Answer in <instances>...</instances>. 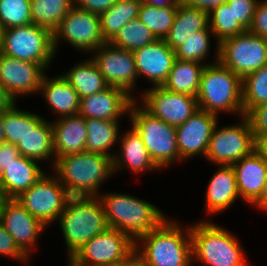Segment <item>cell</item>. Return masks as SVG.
<instances>
[{
	"label": "cell",
	"instance_id": "cell-12",
	"mask_svg": "<svg viewBox=\"0 0 267 266\" xmlns=\"http://www.w3.org/2000/svg\"><path fill=\"white\" fill-rule=\"evenodd\" d=\"M68 197L66 188L49 172L15 199L48 229L51 223L58 221Z\"/></svg>",
	"mask_w": 267,
	"mask_h": 266
},
{
	"label": "cell",
	"instance_id": "cell-22",
	"mask_svg": "<svg viewBox=\"0 0 267 266\" xmlns=\"http://www.w3.org/2000/svg\"><path fill=\"white\" fill-rule=\"evenodd\" d=\"M119 136V149L115 150L113 161V172L118 174L119 170L130 169V172L141 173L161 170L150 158L138 132L131 126V129L124 131Z\"/></svg>",
	"mask_w": 267,
	"mask_h": 266
},
{
	"label": "cell",
	"instance_id": "cell-55",
	"mask_svg": "<svg viewBox=\"0 0 267 266\" xmlns=\"http://www.w3.org/2000/svg\"><path fill=\"white\" fill-rule=\"evenodd\" d=\"M4 200H5V198H4L2 191H1V188H0V207H1Z\"/></svg>",
	"mask_w": 267,
	"mask_h": 266
},
{
	"label": "cell",
	"instance_id": "cell-14",
	"mask_svg": "<svg viewBox=\"0 0 267 266\" xmlns=\"http://www.w3.org/2000/svg\"><path fill=\"white\" fill-rule=\"evenodd\" d=\"M140 93L137 98L140 104L153 116L174 127L183 124L199 109L195 96L170 92L163 86H151Z\"/></svg>",
	"mask_w": 267,
	"mask_h": 266
},
{
	"label": "cell",
	"instance_id": "cell-36",
	"mask_svg": "<svg viewBox=\"0 0 267 266\" xmlns=\"http://www.w3.org/2000/svg\"><path fill=\"white\" fill-rule=\"evenodd\" d=\"M178 6L156 7L142 1L138 19L147 26L157 39H165L174 23Z\"/></svg>",
	"mask_w": 267,
	"mask_h": 266
},
{
	"label": "cell",
	"instance_id": "cell-47",
	"mask_svg": "<svg viewBox=\"0 0 267 266\" xmlns=\"http://www.w3.org/2000/svg\"><path fill=\"white\" fill-rule=\"evenodd\" d=\"M226 1L227 0H182L185 5L207 13H210L213 9L217 8Z\"/></svg>",
	"mask_w": 267,
	"mask_h": 266
},
{
	"label": "cell",
	"instance_id": "cell-1",
	"mask_svg": "<svg viewBox=\"0 0 267 266\" xmlns=\"http://www.w3.org/2000/svg\"><path fill=\"white\" fill-rule=\"evenodd\" d=\"M175 221L167 218L135 242L143 266H193L190 226Z\"/></svg>",
	"mask_w": 267,
	"mask_h": 266
},
{
	"label": "cell",
	"instance_id": "cell-10",
	"mask_svg": "<svg viewBox=\"0 0 267 266\" xmlns=\"http://www.w3.org/2000/svg\"><path fill=\"white\" fill-rule=\"evenodd\" d=\"M135 252V242L114 228L87 241L69 260L68 266H109L125 261Z\"/></svg>",
	"mask_w": 267,
	"mask_h": 266
},
{
	"label": "cell",
	"instance_id": "cell-31",
	"mask_svg": "<svg viewBox=\"0 0 267 266\" xmlns=\"http://www.w3.org/2000/svg\"><path fill=\"white\" fill-rule=\"evenodd\" d=\"M205 66V64L196 61L176 58L169 76L162 86L170 92L183 93L196 97L199 92L201 75Z\"/></svg>",
	"mask_w": 267,
	"mask_h": 266
},
{
	"label": "cell",
	"instance_id": "cell-51",
	"mask_svg": "<svg viewBox=\"0 0 267 266\" xmlns=\"http://www.w3.org/2000/svg\"><path fill=\"white\" fill-rule=\"evenodd\" d=\"M254 207L260 209L261 211L264 210L267 211V178L264 183V188L262 191L261 198L253 205Z\"/></svg>",
	"mask_w": 267,
	"mask_h": 266
},
{
	"label": "cell",
	"instance_id": "cell-52",
	"mask_svg": "<svg viewBox=\"0 0 267 266\" xmlns=\"http://www.w3.org/2000/svg\"><path fill=\"white\" fill-rule=\"evenodd\" d=\"M257 149L262 153L267 162V136H264L258 143Z\"/></svg>",
	"mask_w": 267,
	"mask_h": 266
},
{
	"label": "cell",
	"instance_id": "cell-39",
	"mask_svg": "<svg viewBox=\"0 0 267 266\" xmlns=\"http://www.w3.org/2000/svg\"><path fill=\"white\" fill-rule=\"evenodd\" d=\"M209 28L218 44L229 38L246 31V29L235 19L233 10L225 2L209 13Z\"/></svg>",
	"mask_w": 267,
	"mask_h": 266
},
{
	"label": "cell",
	"instance_id": "cell-23",
	"mask_svg": "<svg viewBox=\"0 0 267 266\" xmlns=\"http://www.w3.org/2000/svg\"><path fill=\"white\" fill-rule=\"evenodd\" d=\"M56 119L51 121L55 159L84 152L87 140L86 119L80 114Z\"/></svg>",
	"mask_w": 267,
	"mask_h": 266
},
{
	"label": "cell",
	"instance_id": "cell-34",
	"mask_svg": "<svg viewBox=\"0 0 267 266\" xmlns=\"http://www.w3.org/2000/svg\"><path fill=\"white\" fill-rule=\"evenodd\" d=\"M32 23L53 33L74 6V0H30Z\"/></svg>",
	"mask_w": 267,
	"mask_h": 266
},
{
	"label": "cell",
	"instance_id": "cell-4",
	"mask_svg": "<svg viewBox=\"0 0 267 266\" xmlns=\"http://www.w3.org/2000/svg\"><path fill=\"white\" fill-rule=\"evenodd\" d=\"M212 220H199L190 225L192 262L204 266H245V249L238 237Z\"/></svg>",
	"mask_w": 267,
	"mask_h": 266
},
{
	"label": "cell",
	"instance_id": "cell-38",
	"mask_svg": "<svg viewBox=\"0 0 267 266\" xmlns=\"http://www.w3.org/2000/svg\"><path fill=\"white\" fill-rule=\"evenodd\" d=\"M267 103V65L242 79L244 115L252 108Z\"/></svg>",
	"mask_w": 267,
	"mask_h": 266
},
{
	"label": "cell",
	"instance_id": "cell-8",
	"mask_svg": "<svg viewBox=\"0 0 267 266\" xmlns=\"http://www.w3.org/2000/svg\"><path fill=\"white\" fill-rule=\"evenodd\" d=\"M218 61L241 79L267 65V38L249 30L218 44Z\"/></svg>",
	"mask_w": 267,
	"mask_h": 266
},
{
	"label": "cell",
	"instance_id": "cell-41",
	"mask_svg": "<svg viewBox=\"0 0 267 266\" xmlns=\"http://www.w3.org/2000/svg\"><path fill=\"white\" fill-rule=\"evenodd\" d=\"M260 0H227L235 19L246 29L251 27L256 7Z\"/></svg>",
	"mask_w": 267,
	"mask_h": 266
},
{
	"label": "cell",
	"instance_id": "cell-16",
	"mask_svg": "<svg viewBox=\"0 0 267 266\" xmlns=\"http://www.w3.org/2000/svg\"><path fill=\"white\" fill-rule=\"evenodd\" d=\"M50 66L51 63L19 60L0 52V84L17 102V97L38 94L42 79Z\"/></svg>",
	"mask_w": 267,
	"mask_h": 266
},
{
	"label": "cell",
	"instance_id": "cell-43",
	"mask_svg": "<svg viewBox=\"0 0 267 266\" xmlns=\"http://www.w3.org/2000/svg\"><path fill=\"white\" fill-rule=\"evenodd\" d=\"M0 255L11 257L13 260L28 262L29 257L18 247L13 237L5 229L0 219Z\"/></svg>",
	"mask_w": 267,
	"mask_h": 266
},
{
	"label": "cell",
	"instance_id": "cell-37",
	"mask_svg": "<svg viewBox=\"0 0 267 266\" xmlns=\"http://www.w3.org/2000/svg\"><path fill=\"white\" fill-rule=\"evenodd\" d=\"M156 36L138 18L123 26L110 43L116 47L135 51L156 40Z\"/></svg>",
	"mask_w": 267,
	"mask_h": 266
},
{
	"label": "cell",
	"instance_id": "cell-18",
	"mask_svg": "<svg viewBox=\"0 0 267 266\" xmlns=\"http://www.w3.org/2000/svg\"><path fill=\"white\" fill-rule=\"evenodd\" d=\"M218 118L217 115L198 109L187 121L176 127L177 147L183 161L197 155L205 159L212 132L219 123Z\"/></svg>",
	"mask_w": 267,
	"mask_h": 266
},
{
	"label": "cell",
	"instance_id": "cell-9",
	"mask_svg": "<svg viewBox=\"0 0 267 266\" xmlns=\"http://www.w3.org/2000/svg\"><path fill=\"white\" fill-rule=\"evenodd\" d=\"M0 52L6 56L34 63H53V34L34 23L4 29Z\"/></svg>",
	"mask_w": 267,
	"mask_h": 266
},
{
	"label": "cell",
	"instance_id": "cell-42",
	"mask_svg": "<svg viewBox=\"0 0 267 266\" xmlns=\"http://www.w3.org/2000/svg\"><path fill=\"white\" fill-rule=\"evenodd\" d=\"M245 116L250 122L252 133L258 143L267 136V103L252 108Z\"/></svg>",
	"mask_w": 267,
	"mask_h": 266
},
{
	"label": "cell",
	"instance_id": "cell-53",
	"mask_svg": "<svg viewBox=\"0 0 267 266\" xmlns=\"http://www.w3.org/2000/svg\"><path fill=\"white\" fill-rule=\"evenodd\" d=\"M2 120H3V111H0V143L5 141L4 134H3Z\"/></svg>",
	"mask_w": 267,
	"mask_h": 266
},
{
	"label": "cell",
	"instance_id": "cell-5",
	"mask_svg": "<svg viewBox=\"0 0 267 266\" xmlns=\"http://www.w3.org/2000/svg\"><path fill=\"white\" fill-rule=\"evenodd\" d=\"M58 222L68 251L67 260L87 241L109 228L103 204L93 196H69Z\"/></svg>",
	"mask_w": 267,
	"mask_h": 266
},
{
	"label": "cell",
	"instance_id": "cell-28",
	"mask_svg": "<svg viewBox=\"0 0 267 266\" xmlns=\"http://www.w3.org/2000/svg\"><path fill=\"white\" fill-rule=\"evenodd\" d=\"M209 27V13L191 8L181 2L178 5L174 23L165 37L168 46L175 50L194 32Z\"/></svg>",
	"mask_w": 267,
	"mask_h": 266
},
{
	"label": "cell",
	"instance_id": "cell-46",
	"mask_svg": "<svg viewBox=\"0 0 267 266\" xmlns=\"http://www.w3.org/2000/svg\"><path fill=\"white\" fill-rule=\"evenodd\" d=\"M20 155L16 145L2 142L0 143V174Z\"/></svg>",
	"mask_w": 267,
	"mask_h": 266
},
{
	"label": "cell",
	"instance_id": "cell-40",
	"mask_svg": "<svg viewBox=\"0 0 267 266\" xmlns=\"http://www.w3.org/2000/svg\"><path fill=\"white\" fill-rule=\"evenodd\" d=\"M0 23L4 29L31 24L30 0H0Z\"/></svg>",
	"mask_w": 267,
	"mask_h": 266
},
{
	"label": "cell",
	"instance_id": "cell-48",
	"mask_svg": "<svg viewBox=\"0 0 267 266\" xmlns=\"http://www.w3.org/2000/svg\"><path fill=\"white\" fill-rule=\"evenodd\" d=\"M14 103L5 88L0 84V111H4Z\"/></svg>",
	"mask_w": 267,
	"mask_h": 266
},
{
	"label": "cell",
	"instance_id": "cell-24",
	"mask_svg": "<svg viewBox=\"0 0 267 266\" xmlns=\"http://www.w3.org/2000/svg\"><path fill=\"white\" fill-rule=\"evenodd\" d=\"M47 172L39 162L19 155L0 174V188L5 199H15L28 190Z\"/></svg>",
	"mask_w": 267,
	"mask_h": 266
},
{
	"label": "cell",
	"instance_id": "cell-20",
	"mask_svg": "<svg viewBox=\"0 0 267 266\" xmlns=\"http://www.w3.org/2000/svg\"><path fill=\"white\" fill-rule=\"evenodd\" d=\"M134 100L124 89L109 86L101 92L81 98L79 114L85 119L119 121L123 115H128Z\"/></svg>",
	"mask_w": 267,
	"mask_h": 266
},
{
	"label": "cell",
	"instance_id": "cell-54",
	"mask_svg": "<svg viewBox=\"0 0 267 266\" xmlns=\"http://www.w3.org/2000/svg\"><path fill=\"white\" fill-rule=\"evenodd\" d=\"M3 34H4V28L0 23V49L2 47Z\"/></svg>",
	"mask_w": 267,
	"mask_h": 266
},
{
	"label": "cell",
	"instance_id": "cell-6",
	"mask_svg": "<svg viewBox=\"0 0 267 266\" xmlns=\"http://www.w3.org/2000/svg\"><path fill=\"white\" fill-rule=\"evenodd\" d=\"M196 99L199 109L218 117L221 112L244 115L242 79L219 61L205 66Z\"/></svg>",
	"mask_w": 267,
	"mask_h": 266
},
{
	"label": "cell",
	"instance_id": "cell-21",
	"mask_svg": "<svg viewBox=\"0 0 267 266\" xmlns=\"http://www.w3.org/2000/svg\"><path fill=\"white\" fill-rule=\"evenodd\" d=\"M231 166L235 172L240 198L246 204L253 206L261 198L267 178V162L264 156L258 149H255Z\"/></svg>",
	"mask_w": 267,
	"mask_h": 266
},
{
	"label": "cell",
	"instance_id": "cell-45",
	"mask_svg": "<svg viewBox=\"0 0 267 266\" xmlns=\"http://www.w3.org/2000/svg\"><path fill=\"white\" fill-rule=\"evenodd\" d=\"M117 1L118 0H74V5L80 9L100 15Z\"/></svg>",
	"mask_w": 267,
	"mask_h": 266
},
{
	"label": "cell",
	"instance_id": "cell-19",
	"mask_svg": "<svg viewBox=\"0 0 267 266\" xmlns=\"http://www.w3.org/2000/svg\"><path fill=\"white\" fill-rule=\"evenodd\" d=\"M136 71L139 77L148 79L154 86H162L176 60L175 50L171 49L164 39L154 42L133 51Z\"/></svg>",
	"mask_w": 267,
	"mask_h": 266
},
{
	"label": "cell",
	"instance_id": "cell-26",
	"mask_svg": "<svg viewBox=\"0 0 267 266\" xmlns=\"http://www.w3.org/2000/svg\"><path fill=\"white\" fill-rule=\"evenodd\" d=\"M44 75L39 94L57 118L79 114L80 98L74 88L61 75L49 77Z\"/></svg>",
	"mask_w": 267,
	"mask_h": 266
},
{
	"label": "cell",
	"instance_id": "cell-17",
	"mask_svg": "<svg viewBox=\"0 0 267 266\" xmlns=\"http://www.w3.org/2000/svg\"><path fill=\"white\" fill-rule=\"evenodd\" d=\"M0 219L18 247L30 258L38 239L46 230L16 199H5L0 207Z\"/></svg>",
	"mask_w": 267,
	"mask_h": 266
},
{
	"label": "cell",
	"instance_id": "cell-2",
	"mask_svg": "<svg viewBox=\"0 0 267 266\" xmlns=\"http://www.w3.org/2000/svg\"><path fill=\"white\" fill-rule=\"evenodd\" d=\"M51 170L69 196L98 197L101 185L114 174L111 157L87 151L56 158Z\"/></svg>",
	"mask_w": 267,
	"mask_h": 266
},
{
	"label": "cell",
	"instance_id": "cell-44",
	"mask_svg": "<svg viewBox=\"0 0 267 266\" xmlns=\"http://www.w3.org/2000/svg\"><path fill=\"white\" fill-rule=\"evenodd\" d=\"M249 31L267 38V0H260Z\"/></svg>",
	"mask_w": 267,
	"mask_h": 266
},
{
	"label": "cell",
	"instance_id": "cell-13",
	"mask_svg": "<svg viewBox=\"0 0 267 266\" xmlns=\"http://www.w3.org/2000/svg\"><path fill=\"white\" fill-rule=\"evenodd\" d=\"M52 34L55 53L62 39L85 54H91L106 42L101 32L99 15L75 5Z\"/></svg>",
	"mask_w": 267,
	"mask_h": 266
},
{
	"label": "cell",
	"instance_id": "cell-25",
	"mask_svg": "<svg viewBox=\"0 0 267 266\" xmlns=\"http://www.w3.org/2000/svg\"><path fill=\"white\" fill-rule=\"evenodd\" d=\"M206 189L205 210L208 215L225 212L240 198L235 172L231 165H219Z\"/></svg>",
	"mask_w": 267,
	"mask_h": 266
},
{
	"label": "cell",
	"instance_id": "cell-7",
	"mask_svg": "<svg viewBox=\"0 0 267 266\" xmlns=\"http://www.w3.org/2000/svg\"><path fill=\"white\" fill-rule=\"evenodd\" d=\"M128 117L130 125L138 132L146 146L150 158L160 169H169L176 161H183L177 147L176 127L153 116L137 99L130 105Z\"/></svg>",
	"mask_w": 267,
	"mask_h": 266
},
{
	"label": "cell",
	"instance_id": "cell-50",
	"mask_svg": "<svg viewBox=\"0 0 267 266\" xmlns=\"http://www.w3.org/2000/svg\"><path fill=\"white\" fill-rule=\"evenodd\" d=\"M143 2L156 7H173L178 6L182 0H142Z\"/></svg>",
	"mask_w": 267,
	"mask_h": 266
},
{
	"label": "cell",
	"instance_id": "cell-32",
	"mask_svg": "<svg viewBox=\"0 0 267 266\" xmlns=\"http://www.w3.org/2000/svg\"><path fill=\"white\" fill-rule=\"evenodd\" d=\"M42 115L28 110H20L17 102L3 111V134L5 142L17 145L31 128H36L43 120Z\"/></svg>",
	"mask_w": 267,
	"mask_h": 266
},
{
	"label": "cell",
	"instance_id": "cell-30",
	"mask_svg": "<svg viewBox=\"0 0 267 266\" xmlns=\"http://www.w3.org/2000/svg\"><path fill=\"white\" fill-rule=\"evenodd\" d=\"M120 121L86 118L87 140L85 151L109 156L113 159L115 152L111 148L118 143Z\"/></svg>",
	"mask_w": 267,
	"mask_h": 266
},
{
	"label": "cell",
	"instance_id": "cell-11",
	"mask_svg": "<svg viewBox=\"0 0 267 266\" xmlns=\"http://www.w3.org/2000/svg\"><path fill=\"white\" fill-rule=\"evenodd\" d=\"M240 122L228 126L214 127L205 159L219 165H232L257 149L248 118L243 115Z\"/></svg>",
	"mask_w": 267,
	"mask_h": 266
},
{
	"label": "cell",
	"instance_id": "cell-29",
	"mask_svg": "<svg viewBox=\"0 0 267 266\" xmlns=\"http://www.w3.org/2000/svg\"><path fill=\"white\" fill-rule=\"evenodd\" d=\"M61 75L78 93L80 99L109 87L94 61L90 59V56L88 59L74 64L71 69Z\"/></svg>",
	"mask_w": 267,
	"mask_h": 266
},
{
	"label": "cell",
	"instance_id": "cell-49",
	"mask_svg": "<svg viewBox=\"0 0 267 266\" xmlns=\"http://www.w3.org/2000/svg\"><path fill=\"white\" fill-rule=\"evenodd\" d=\"M109 266H143V263H142L139 255L136 252H134L125 261L111 264Z\"/></svg>",
	"mask_w": 267,
	"mask_h": 266
},
{
	"label": "cell",
	"instance_id": "cell-35",
	"mask_svg": "<svg viewBox=\"0 0 267 266\" xmlns=\"http://www.w3.org/2000/svg\"><path fill=\"white\" fill-rule=\"evenodd\" d=\"M189 36L185 42L175 49V55L177 59L196 61L205 65L212 64L218 61V46L214 49V60L207 63L209 51H211V37L213 33L208 27L204 30L194 32ZM212 35V36H211ZM216 50V51H215Z\"/></svg>",
	"mask_w": 267,
	"mask_h": 266
},
{
	"label": "cell",
	"instance_id": "cell-3",
	"mask_svg": "<svg viewBox=\"0 0 267 266\" xmlns=\"http://www.w3.org/2000/svg\"><path fill=\"white\" fill-rule=\"evenodd\" d=\"M98 198L108 226L127 234L134 242L158 228L168 217L158 206L134 195L100 191Z\"/></svg>",
	"mask_w": 267,
	"mask_h": 266
},
{
	"label": "cell",
	"instance_id": "cell-15",
	"mask_svg": "<svg viewBox=\"0 0 267 266\" xmlns=\"http://www.w3.org/2000/svg\"><path fill=\"white\" fill-rule=\"evenodd\" d=\"M91 59L109 86L122 88L134 99L138 98L133 96L138 75L132 51L105 42L91 53Z\"/></svg>",
	"mask_w": 267,
	"mask_h": 266
},
{
	"label": "cell",
	"instance_id": "cell-27",
	"mask_svg": "<svg viewBox=\"0 0 267 266\" xmlns=\"http://www.w3.org/2000/svg\"><path fill=\"white\" fill-rule=\"evenodd\" d=\"M16 147L20 155L26 158L36 160L40 163L52 160L51 163H48L52 169L55 163V156L51 121L44 119L36 128H31Z\"/></svg>",
	"mask_w": 267,
	"mask_h": 266
},
{
	"label": "cell",
	"instance_id": "cell-33",
	"mask_svg": "<svg viewBox=\"0 0 267 266\" xmlns=\"http://www.w3.org/2000/svg\"><path fill=\"white\" fill-rule=\"evenodd\" d=\"M141 3L142 0H118L99 15L101 32L106 42H110L129 21L138 18Z\"/></svg>",
	"mask_w": 267,
	"mask_h": 266
}]
</instances>
